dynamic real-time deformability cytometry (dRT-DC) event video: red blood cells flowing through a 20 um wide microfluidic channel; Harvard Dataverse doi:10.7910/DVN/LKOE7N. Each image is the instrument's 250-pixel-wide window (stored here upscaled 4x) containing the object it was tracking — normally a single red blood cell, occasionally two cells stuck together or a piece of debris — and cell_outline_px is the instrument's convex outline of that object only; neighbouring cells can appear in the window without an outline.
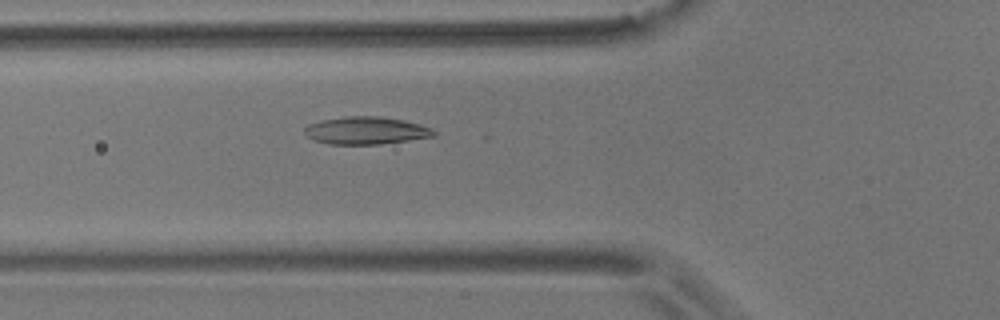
{"species": "common noctule bat (a hibernating species)", "species_latin": "Nyctalus noctula", "temperature_condition": "room temperature", "stored_images_in_passage": 5, "camera_frame_rate_fps": 3000, "um_per_image_px": 0.085, "animal": {"sex": "male", "body_mass_g": 17.9}, "frame": {"image": 1, "passage_image": 5, "time_ms": 4.667, "image_size_px": [1000, 320], "cell_outline_px": [[436, 136], [380, 144], [328, 144], [316, 140], [308, 136], [304, 132], [304, 128], [308, 124], [320, 120], [348, 116], [376, 116], [404, 120], [420, 124], [432, 128], [436, 132]], "centroid_in_image_um": [31.12, 11.09], "position_along_channel_um": 94.7, "area_um2": 20.69}}